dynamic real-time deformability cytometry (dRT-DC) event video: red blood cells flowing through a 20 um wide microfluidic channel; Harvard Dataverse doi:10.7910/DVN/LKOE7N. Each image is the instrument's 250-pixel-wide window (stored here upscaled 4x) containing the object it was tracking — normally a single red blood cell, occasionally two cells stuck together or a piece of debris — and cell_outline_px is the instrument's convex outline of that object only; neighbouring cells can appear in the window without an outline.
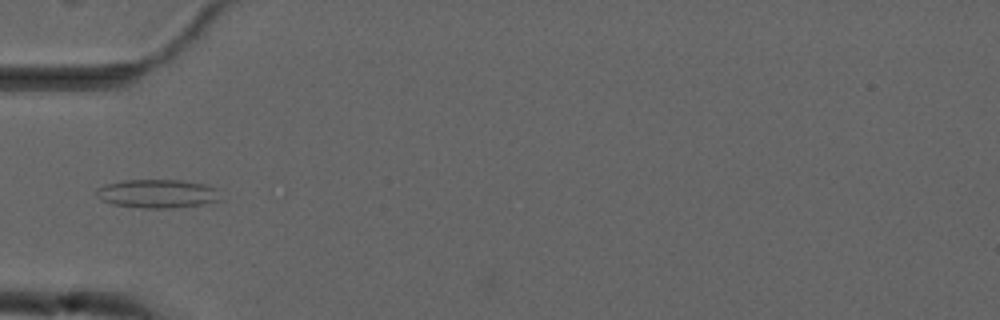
{"species": "common noctule bat (a hibernating species)", "species_latin": "Nyctalus noctula", "temperature_condition": "cold", "stored_images_in_passage": 8, "camera_frame_rate_fps": 3000, "um_per_image_px": 0.085, "animal": {"sex": "male", "forearm_length_mm": 52.5}, "frame": {"image": 1, "passage_image": 4, "time_ms": 3.667, "image_size_px": [1000, 320], "cell_outline_px": [[216, 200], [200, 204], [172, 208], [144, 208], [112, 204], [100, 200], [92, 192], [96, 188], [104, 184], [124, 180], [180, 180], [204, 184], [216, 188]], "centroid_in_image_um": [13.22, 16.45], "position_along_channel_um": 71.8, "area_um2": 20.52}}
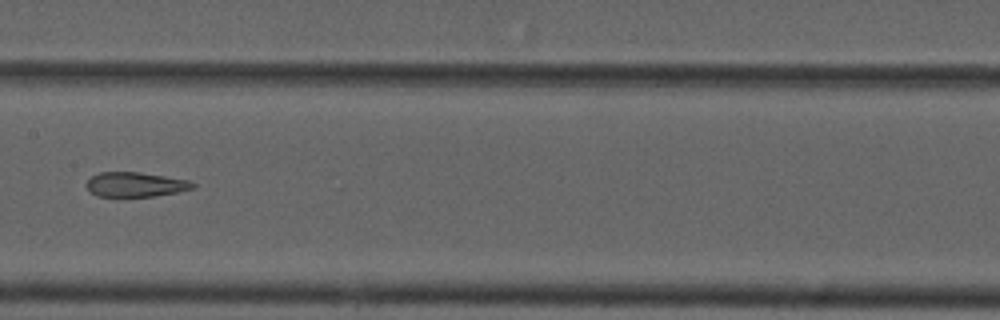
{"frame": {"image": 2, "passage_image": 7, "time_ms": 7.0, "image_size_px": [1000, 320], "cell_outline_px": [[196, 188], [176, 192], [152, 196], [96, 196], [88, 188], [88, 180], [92, 176], [100, 172], [140, 172], [188, 180], [196, 184]], "centroid_in_image_um": [11.55, 15.67], "position_along_channel_um": 195.9, "area_um2": 15.03}}
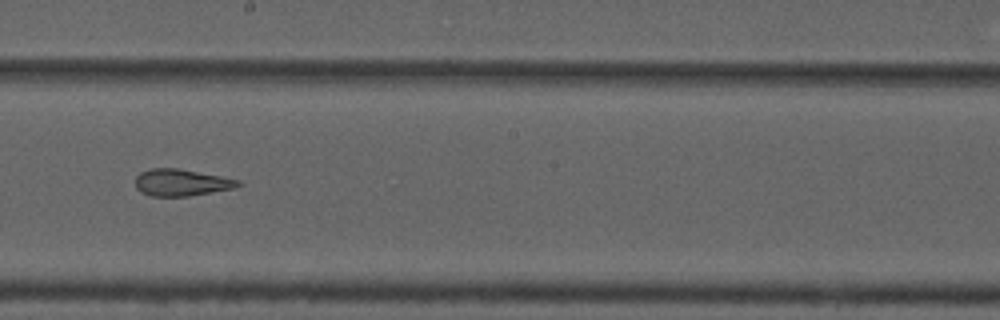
{"frame": {"image": 3, "passage_image": 8, "time_ms": 8.0, "image_size_px": [1000, 320], "cell_outline_px": [[240, 184], [232, 188], [188, 196], [152, 196], [140, 192], [136, 188], [136, 176], [140, 172], [152, 168], [176, 168], [220, 176], [240, 180]], "centroid_in_image_um": [15.35, 15.51], "position_along_channel_um": 232.8, "area_um2": 15.78}}